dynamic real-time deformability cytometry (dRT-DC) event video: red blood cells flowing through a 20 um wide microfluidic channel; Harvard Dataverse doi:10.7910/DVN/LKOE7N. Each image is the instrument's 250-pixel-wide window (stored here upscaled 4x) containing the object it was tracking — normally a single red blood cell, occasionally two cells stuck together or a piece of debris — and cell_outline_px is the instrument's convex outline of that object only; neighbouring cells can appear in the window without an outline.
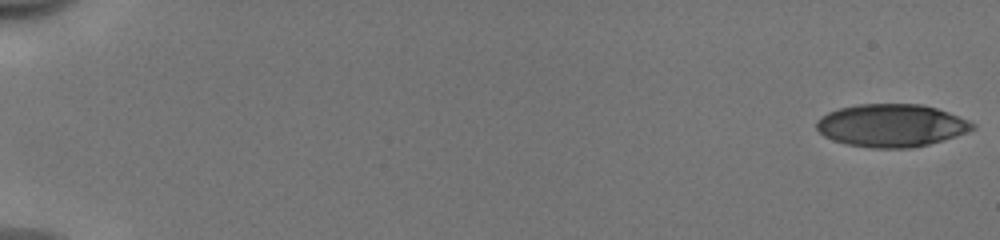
{"species": "human", "species_latin": "Homo sapiens", "temperature_condition": "cold", "stored_images_in_passage": 9, "camera_frame_rate_fps": 3000, "um_per_image_px": 0.085, "donor": {"sex": "male"}, "frame": {"image": 1, "passage_image": 1, "time_ms": 0.0, "image_size_px": [1000, 240], "cell_outline_px": [[976, 128], [956, 136], [928, 144], [912, 148], [872, 148], [844, 144], [832, 140], [824, 136], [816, 128], [816, 120], [820, 116], [828, 112], [840, 108], [856, 104], [920, 104], [936, 108], [948, 112], [968, 120], [976, 124]], "centroid_in_image_um": [75.74, 10.67], "position_along_channel_um": 9.3, "area_um2": 39.02}}